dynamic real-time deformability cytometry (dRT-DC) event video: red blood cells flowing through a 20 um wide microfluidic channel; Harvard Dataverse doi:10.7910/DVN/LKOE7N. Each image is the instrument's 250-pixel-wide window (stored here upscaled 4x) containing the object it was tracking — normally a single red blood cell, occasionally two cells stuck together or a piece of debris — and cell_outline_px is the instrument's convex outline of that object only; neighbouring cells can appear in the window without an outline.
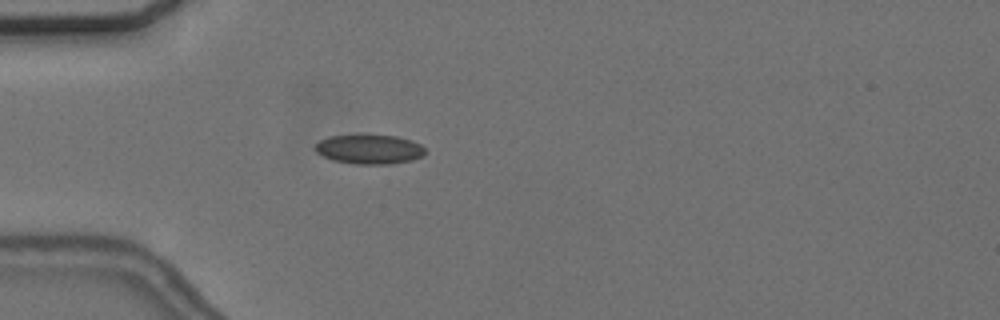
{"species": "common noctule bat (a hibernating species)", "species_latin": "Nyctalus noctula", "temperature_condition": "cold", "stored_images_in_passage": 32, "camera_frame_rate_fps": 3000, "um_per_image_px": 0.085, "animal": {"sex": "female", "body_mass_g": 24.6, "forearm_length_mm": 56.2}, "frame": {"image": 1, "passage_image": 4, "time_ms": 1.0, "image_size_px": [1000, 320], "cell_outline_px": [[424, 156], [412, 160], [392, 164], [356, 164], [332, 160], [316, 152], [312, 148], [320, 140], [328, 136], [356, 132], [364, 132], [396, 136], [412, 140], [420, 144], [424, 148]], "centroid_in_image_um": [31.35, 12.63], "position_along_channel_um": 53.6, "area_um2": 19.83}}
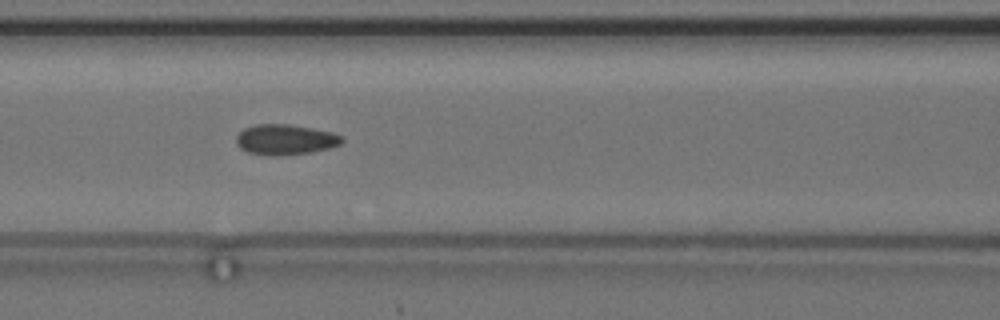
{"frame": {"image": 2, "passage_image": 12, "time_ms": 3.667, "image_size_px": [1000, 320], "cell_outline_px": [[344, 140], [340, 144], [328, 148], [312, 152], [276, 156], [268, 156], [248, 152], [240, 148], [236, 144], [236, 136], [244, 128], [256, 124], [288, 124], [312, 128], [332, 132], [344, 136]], "centroid_in_image_um": [24.25, 11.86], "position_along_channel_um": 142.4, "area_um2": 18.84}}
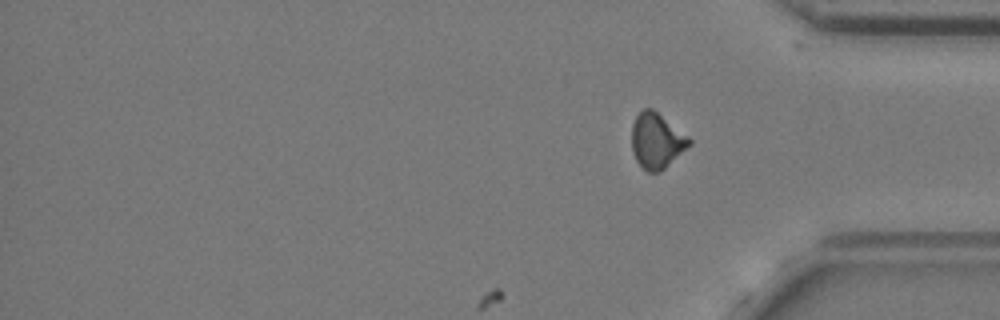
{"frame": {"image": 3, "passage_image": 32, "time_ms": 10.333, "image_size_px": [1000, 320], "cell_outline_px": [[692, 144], [660, 172], [648, 172], [636, 160], [632, 152], [632, 124], [636, 116], [644, 108], [652, 108], [688, 136], [692, 140]], "centroid_in_image_um": [55.82, 11.96], "position_along_channel_um": 379.4, "area_um2": 18.44}, "authors_computed_cell_mechanics": {"area_um2": 18.6405, "velocity_mm_per_s": 3.6519, "shape_relaxation_time_tau1_ms": null, "shape_relaxation_time_tau2_ms": 2.0348, "deformation_change_tau1": null, "deformation_change_tau2": 0.0676}}